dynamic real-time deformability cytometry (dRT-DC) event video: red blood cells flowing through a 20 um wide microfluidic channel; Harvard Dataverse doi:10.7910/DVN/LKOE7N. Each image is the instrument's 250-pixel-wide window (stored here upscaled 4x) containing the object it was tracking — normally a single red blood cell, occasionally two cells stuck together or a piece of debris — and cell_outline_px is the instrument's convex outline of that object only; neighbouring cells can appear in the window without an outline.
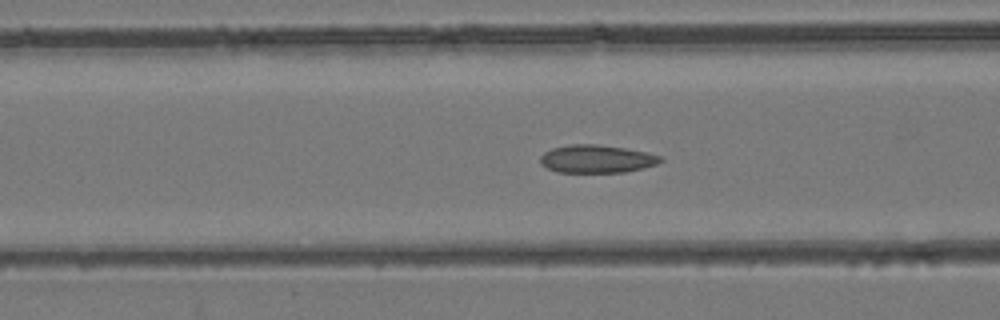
{"species": "common noctule bat (a hibernating species)", "species_latin": "Nyctalus noctula", "temperature_condition": "room temperature", "stored_images_in_passage": 37, "camera_frame_rate_fps": 3000, "um_per_image_px": 0.085, "animal": {"sex": "female", "body_mass_g": 24.6, "forearm_length_mm": 56.2}, "frame": {"image": 1, "passage_image": 9, "time_ms": 2.667, "image_size_px": [1000, 320], "cell_outline_px": [[664, 160], [656, 164], [644, 168], [624, 172], [556, 172], [540, 164], [540, 156], [544, 152], [552, 148], [568, 144], [596, 144], [624, 148], [648, 152], [660, 156]], "centroid_in_image_um": [50.7, 13.5], "position_along_channel_um": 115.9, "area_um2": 19.65}}
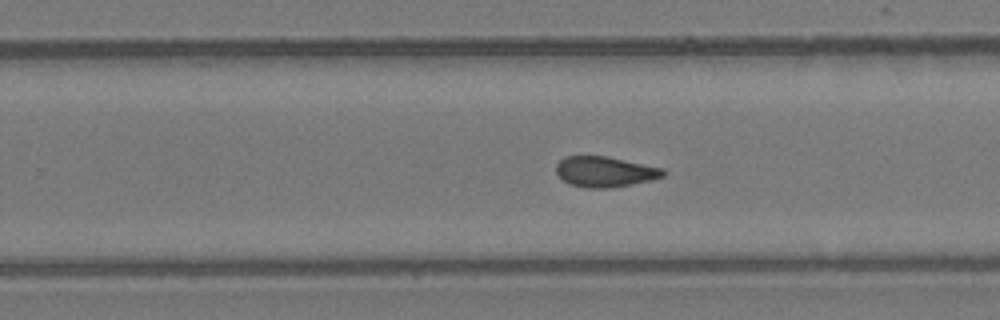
{"frame": {"image": 2, "passage_image": 20, "time_ms": 6.333, "image_size_px": [1000, 320], "cell_outline_px": [[668, 172], [664, 176], [652, 180], [612, 188], [588, 188], [572, 184], [564, 180], [556, 172], [556, 164], [564, 156], [604, 156], [664, 168]], "centroid_in_image_um": [51.46, 14.6], "position_along_channel_um": 278.3, "area_um2": 18.96}}
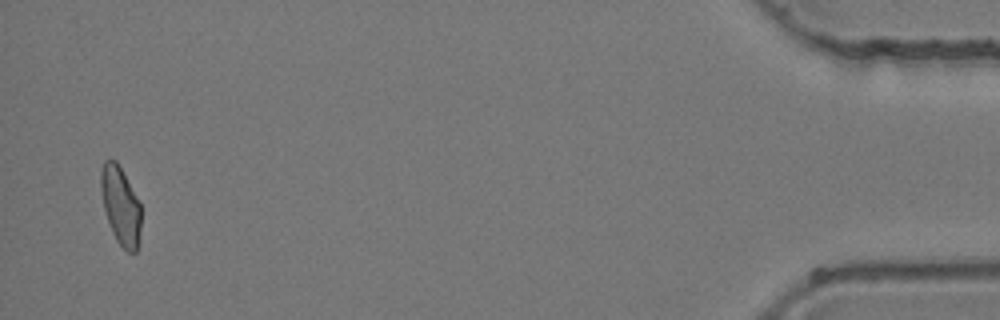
{"frame": {"image": 3, "passage_image": 36, "time_ms": 11.667, "image_size_px": [1000, 320], "cell_outline_px": [[140, 232], [136, 252], [128, 252], [116, 240], [112, 232], [104, 208], [100, 188], [100, 172], [104, 160], [116, 160], [140, 204]], "centroid_in_image_um": [10.23, 17.48], "position_along_channel_um": 425.0, "area_um2": 17.92}}